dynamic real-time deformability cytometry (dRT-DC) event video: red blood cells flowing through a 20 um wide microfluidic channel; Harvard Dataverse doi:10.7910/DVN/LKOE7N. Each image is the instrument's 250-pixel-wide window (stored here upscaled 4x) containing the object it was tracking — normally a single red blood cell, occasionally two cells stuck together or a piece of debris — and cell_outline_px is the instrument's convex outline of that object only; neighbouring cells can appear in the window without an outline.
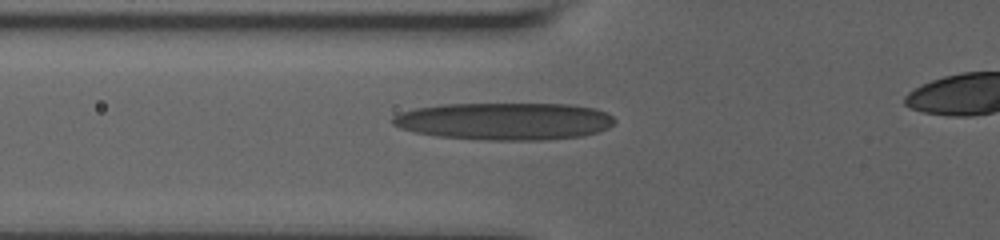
{"species": "human", "species_latin": "Homo sapiens", "temperature_condition": "room temperature", "stored_images_in_passage": 47, "camera_frame_rate_fps": 3000, "um_per_image_px": 0.085, "donor": {"sex": "male"}, "frame": {"image": 1, "passage_image": 22, "time_ms": 5.667, "image_size_px": [1000, 240], "cell_outline_px": [[616, 120], [608, 128], [596, 132], [580, 136], [548, 140], [484, 140], [440, 136], [416, 132], [400, 128], [392, 124], [392, 116], [400, 112], [416, 108], [444, 104], [568, 104], [596, 108], [612, 116]], "centroid_in_image_um": [42.89, 10.3], "position_along_channel_um": 82.9, "area_um2": 48.26}}
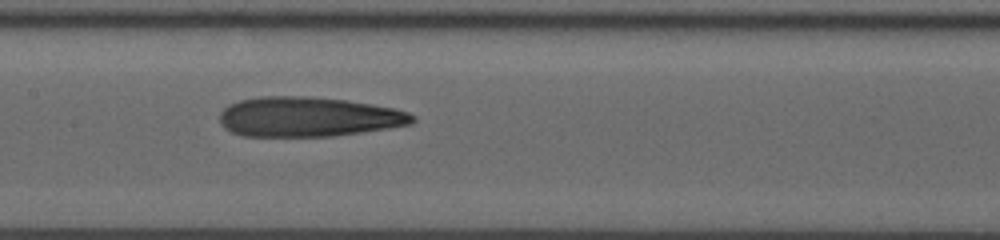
{"frame": {"image": 2, "passage_image": 31, "time_ms": 8.333, "image_size_px": [1000, 240], "cell_outline_px": [[416, 120], [412, 124], [388, 128], [332, 136], [244, 136], [232, 132], [224, 128], [220, 120], [220, 112], [228, 104], [240, 100], [260, 96], [308, 96], [348, 100], [396, 108], [408, 112], [416, 116]], "centroid_in_image_um": [26.22, 9.92], "position_along_channel_um": 181.2, "area_um2": 44.91}}
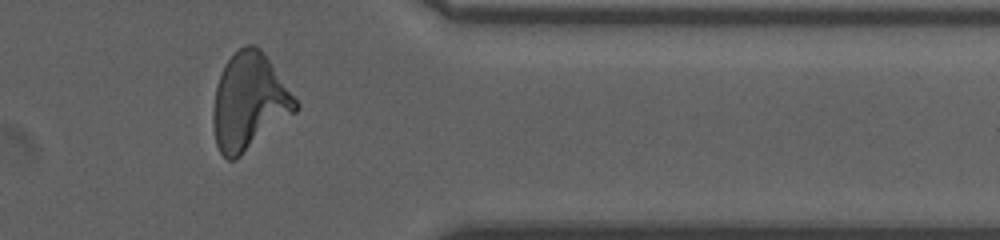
{"frame": {"image": 3, "passage_image": 44, "time_ms": 14.333, "image_size_px": [1000, 240], "cell_outline_px": [[300, 108], [296, 112], [236, 160], [228, 160], [220, 152], [216, 144], [212, 124], [212, 108], [216, 84], [220, 72], [224, 64], [240, 48], [248, 44], [256, 44], [260, 48], [300, 104]], "centroid_in_image_um": [21.16, 8.67], "position_along_channel_um": 390.2, "area_um2": 46.59}, "authors_computed_cell_mechanics": {"area_um2": 44.9684, "velocity_mm_per_s": 3.657, "shape_relaxation_time_tau1_ms": null, "shape_relaxation_time_tau2_ms": 4.0171, "deformation_change_tau1": null, "deformation_change_tau2": 0.1552}}